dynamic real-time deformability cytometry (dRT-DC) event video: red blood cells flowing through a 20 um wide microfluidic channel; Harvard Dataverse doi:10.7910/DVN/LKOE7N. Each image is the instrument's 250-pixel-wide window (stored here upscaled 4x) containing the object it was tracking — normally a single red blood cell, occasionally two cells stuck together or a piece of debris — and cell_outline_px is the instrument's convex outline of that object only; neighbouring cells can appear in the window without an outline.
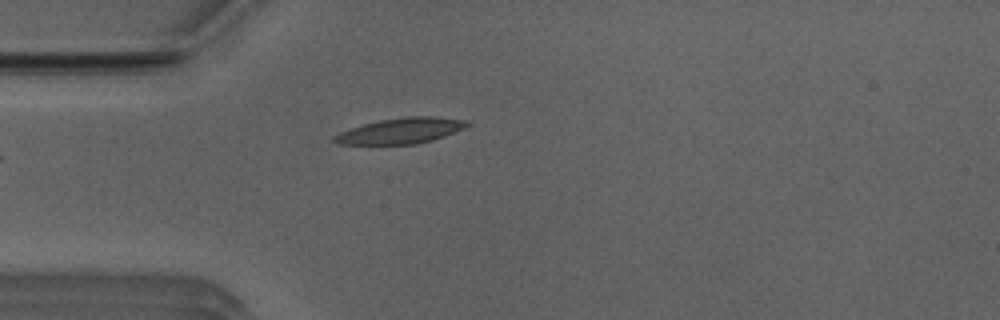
{"species": "Egyptian fruit bat (a non-hibernating species)", "species_latin": "Rousettus aegyptiacus", "temperature_condition": "room temperature", "stored_images_in_passage": 39, "camera_frame_rate_fps": 3000, "um_per_image_px": 0.085, "animal": {"sex": "male"}, "frame": {"image": 1, "passage_image": 1, "time_ms": 0.0, "image_size_px": [1000, 320], "cell_outline_px": [[472, 124], [464, 128], [444, 136], [432, 140], [416, 144], [336, 144], [332, 140], [332, 136], [340, 132], [364, 124], [380, 120], [408, 116], [432, 116], [468, 120]], "centroid_in_image_um": [34.09, 11.11], "position_along_channel_um": 50.9, "area_um2": 19.83}}
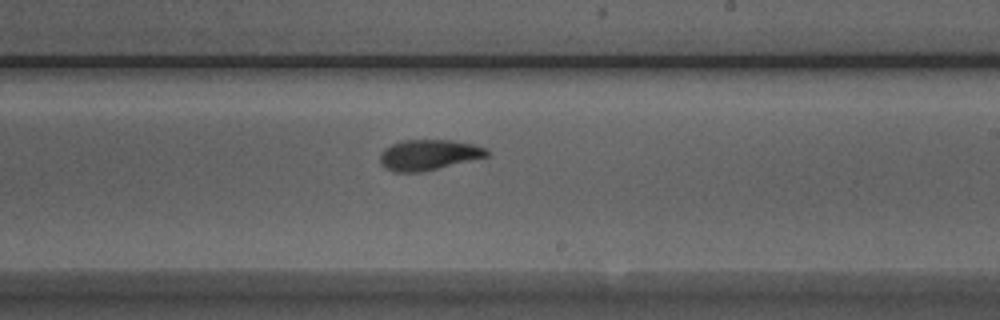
{"frame": {"image": 2, "passage_image": 17, "time_ms": 5.333, "image_size_px": [1000, 320], "cell_outline_px": [[488, 156], [424, 172], [392, 172], [384, 168], [380, 164], [380, 152], [384, 148], [392, 144], [404, 140], [452, 140], [476, 144], [488, 148]], "centroid_in_image_um": [36.42, 13.17], "position_along_channel_um": 252.6, "area_um2": 19.31}}
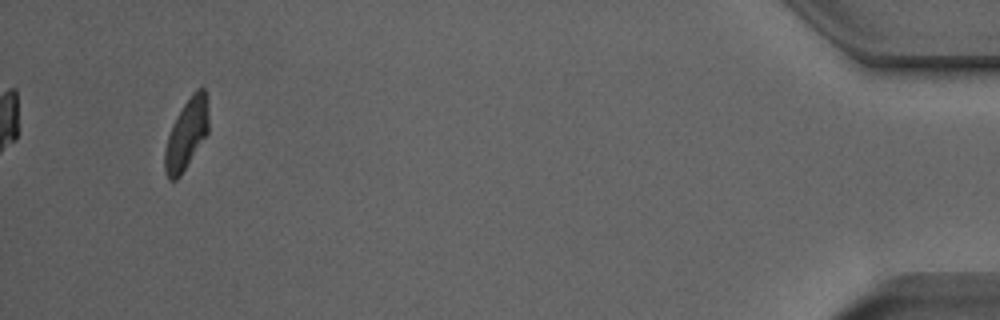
{"frame": {"image": 3, "passage_image": 36, "time_ms": 11.667, "image_size_px": [1000, 320], "cell_outline_px": [[208, 132], [180, 176], [176, 180], [168, 180], [164, 168], [164, 148], [172, 124], [184, 104], [192, 92], [196, 88], [204, 88], [208, 96]], "centroid_in_image_um": [15.85, 11.37], "position_along_channel_um": 419.4, "area_um2": 17.98}, "authors_computed_cell_mechanics": {"area_um2": 19.2474, "velocity_mm_per_s": 3.9385, "shape_relaxation_time_tau1_ms": 3.8096, "shape_relaxation_time_tau2_ms": 1.7247, "deformation_change_tau1": 0.1692, "deformation_change_tau2": 0.0813}}